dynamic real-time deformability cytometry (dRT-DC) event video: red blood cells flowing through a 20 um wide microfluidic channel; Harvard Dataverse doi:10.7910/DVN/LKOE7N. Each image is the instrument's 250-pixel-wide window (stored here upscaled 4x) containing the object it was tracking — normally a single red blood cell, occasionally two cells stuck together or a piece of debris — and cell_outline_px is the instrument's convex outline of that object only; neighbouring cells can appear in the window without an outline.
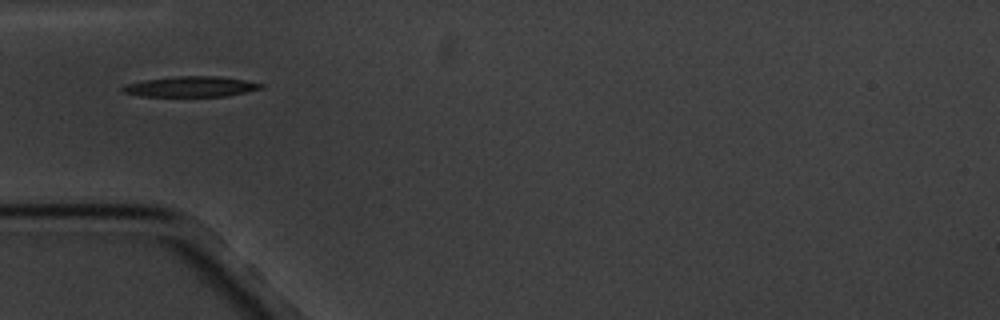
{"species": "common noctule bat (a hibernating species)", "species_latin": "Nyctalus noctula", "temperature_condition": "cold", "stored_images_in_passage": 6, "camera_frame_rate_fps": 3000, "um_per_image_px": 0.085, "animal": {"sex": "male", "body_mass_g": 20.1, "forearm_length_mm": 53.5}, "frame": {"image": 1, "passage_image": 1, "time_ms": 0.0, "image_size_px": [1000, 320], "cell_outline_px": [[264, 88], [224, 96], [140, 96], [124, 92], [120, 88], [124, 84], [144, 80], [172, 76], [220, 76], [244, 80], [264, 84]], "centroid_in_image_um": [16.2, 7.35], "position_along_channel_um": 68.8, "area_um2": 16.47}}
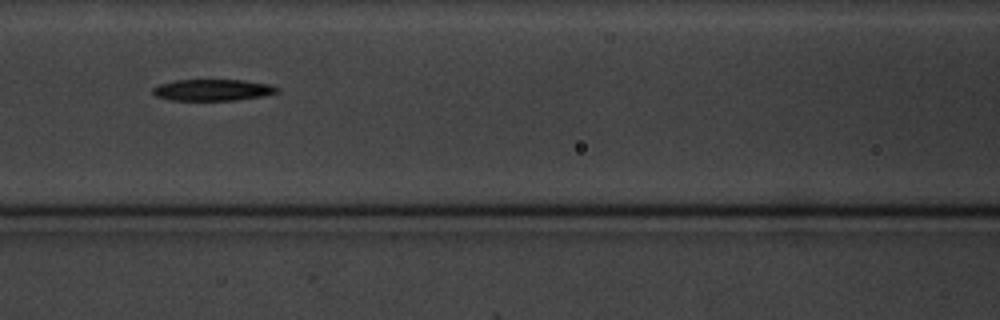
{"frame": {"image": 2, "passage_image": 3, "time_ms": 2.333, "image_size_px": [1000, 320], "cell_outline_px": [[280, 92], [264, 96], [236, 100], [172, 100], [156, 96], [152, 92], [152, 88], [160, 84], [176, 80], [244, 80], [268, 84], [280, 88]], "centroid_in_image_um": [18.12, 7.65], "position_along_channel_um": 148.5, "area_um2": 15.55}}
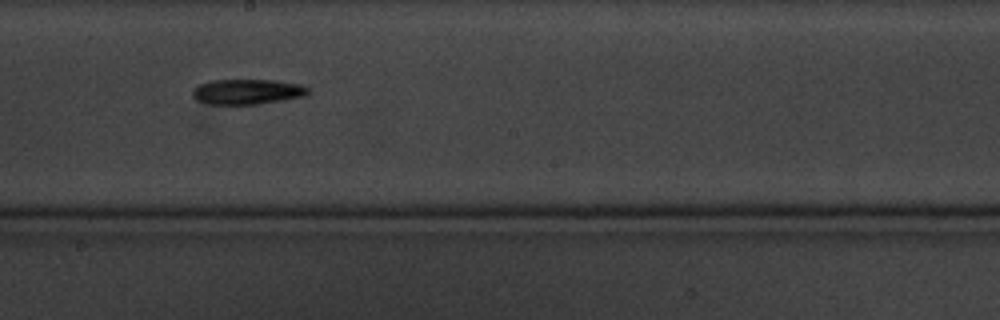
{"frame": {"image": 3, "passage_image": 5, "time_ms": 4.667, "image_size_px": [1000, 320], "cell_outline_px": [[308, 92], [304, 96], [256, 104], [212, 104], [196, 100], [192, 96], [192, 92], [200, 84], [212, 80], [272, 80], [300, 84], [308, 88]], "centroid_in_image_um": [20.99, 7.79], "position_along_channel_um": 227.2, "area_um2": 16.65}}